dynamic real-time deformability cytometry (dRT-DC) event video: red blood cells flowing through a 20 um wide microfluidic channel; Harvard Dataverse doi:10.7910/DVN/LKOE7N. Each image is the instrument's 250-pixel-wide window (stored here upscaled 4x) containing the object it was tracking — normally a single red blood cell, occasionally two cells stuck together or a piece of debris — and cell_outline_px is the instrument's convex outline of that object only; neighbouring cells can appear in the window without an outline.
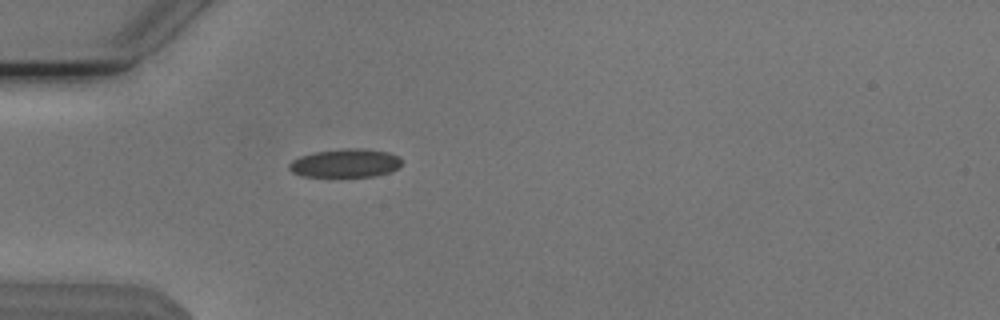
{"species": "Egyptian fruit bat (a non-hibernating species)", "species_latin": "Rousettus aegyptiacus", "temperature_condition": "cold", "stored_images_in_passage": 39, "camera_frame_rate_fps": 3000, "um_per_image_px": 0.085, "animal": {"sex": "male"}, "frame": {"image": 1, "passage_image": 1, "time_ms": 0.0, "image_size_px": [1000, 320], "cell_outline_px": [[400, 168], [392, 172], [376, 176], [304, 176], [292, 172], [288, 168], [288, 164], [292, 160], [300, 156], [316, 152], [348, 148], [360, 148], [388, 152], [400, 156]], "centroid_in_image_um": [29.39, 13.87], "position_along_channel_um": 55.6, "area_um2": 18.67}}
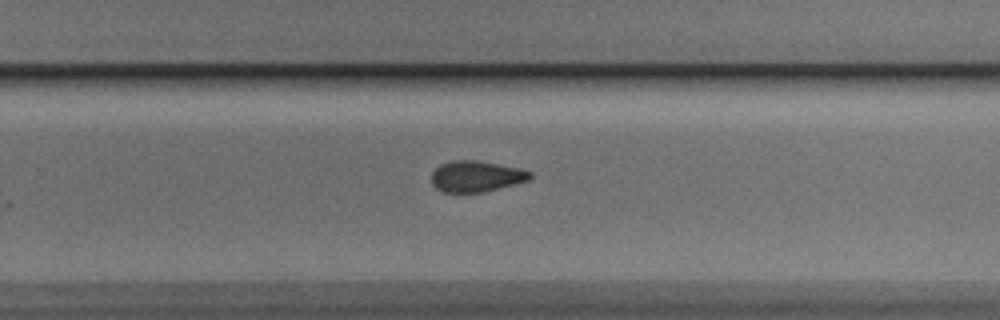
{"frame": {"image": 2, "passage_image": 20, "time_ms": 6.333, "image_size_px": [1000, 320], "cell_outline_px": [[532, 176], [528, 180], [480, 192], [444, 192], [436, 188], [432, 184], [432, 172], [440, 164], [452, 160], [476, 160], [520, 168], [532, 172]], "centroid_in_image_um": [40.45, 14.97], "position_along_channel_um": 289.4, "area_um2": 17.57}}
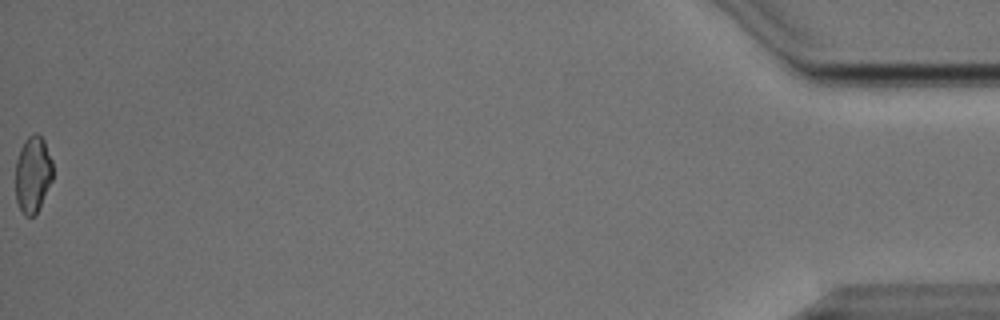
{"frame": {"image": 3, "passage_image": 39, "time_ms": 12.667, "image_size_px": [1000, 320], "cell_outline_px": [[52, 180], [36, 212], [32, 216], [24, 216], [16, 200], [16, 160], [20, 148], [24, 140], [28, 136], [36, 132], [44, 140], [52, 160]], "centroid_in_image_um": [2.78, 14.78], "position_along_channel_um": 432.4, "area_um2": 16.47}, "authors_computed_cell_mechanics": {"area_um2": 18.0336, "velocity_mm_per_s": 3.8179, "shape_relaxation_time_tau1_ms": 2.7352, "shape_relaxation_time_tau2_ms": 5.3908, "deformation_change_tau1": 0.0794, "deformation_change_tau2": 0.1068}}